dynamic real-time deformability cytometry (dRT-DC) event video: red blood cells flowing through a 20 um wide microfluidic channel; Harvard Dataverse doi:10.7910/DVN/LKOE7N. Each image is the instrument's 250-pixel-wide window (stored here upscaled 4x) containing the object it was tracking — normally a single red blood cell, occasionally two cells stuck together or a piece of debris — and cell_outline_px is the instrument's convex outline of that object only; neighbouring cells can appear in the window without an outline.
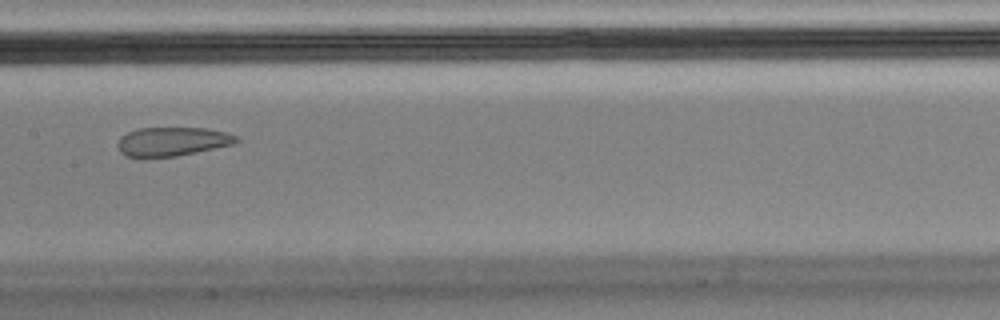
{"species": "Egyptian fruit bat (a non-hibernating species)", "species_latin": "Rousettus aegyptiacus", "temperature_condition": "cold", "stored_images_in_passage": 41, "camera_frame_rate_fps": 3000, "um_per_image_px": 0.085, "animal": {"sex": "male"}, "frame": {"image": 1, "passage_image": 18, "time_ms": 5.667, "image_size_px": [1000, 320], "cell_outline_px": [[240, 140], [236, 144], [176, 156], [144, 160], [124, 156], [120, 152], [116, 144], [120, 136], [128, 132], [140, 128], [208, 128], [224, 132], [236, 136]], "centroid_in_image_um": [14.57, 12.07], "position_along_channel_um": 192.8, "area_um2": 20.63}}